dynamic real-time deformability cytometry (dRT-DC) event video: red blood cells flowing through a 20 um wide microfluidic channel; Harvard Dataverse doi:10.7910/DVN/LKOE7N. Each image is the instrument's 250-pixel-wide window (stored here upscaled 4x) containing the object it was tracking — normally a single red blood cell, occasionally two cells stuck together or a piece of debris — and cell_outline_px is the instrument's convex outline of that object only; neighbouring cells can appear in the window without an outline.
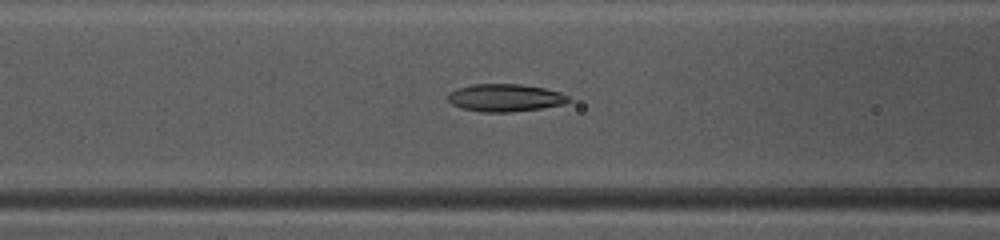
{"species": "common noctule bat (a hibernating species)", "species_latin": "Nyctalus noctula", "temperature_condition": "warm", "stored_images_in_passage": 48, "camera_frame_rate_fps": 3000, "um_per_image_px": 0.085, "animal": {"sex": "female", "body_mass_g": 10.0, "forearm_length_mm": 53.1}, "frame": {"image": 1, "passage_image": 20, "time_ms": 6.333, "image_size_px": [1000, 240], "cell_outline_px": [[572, 100], [564, 104], [540, 108], [512, 112], [480, 112], [460, 108], [452, 104], [448, 100], [448, 92], [472, 84], [520, 84], [544, 88], [560, 92], [568, 96]], "centroid_in_image_um": [42.93, 8.31], "position_along_channel_um": 123.7, "area_um2": 19.42}}
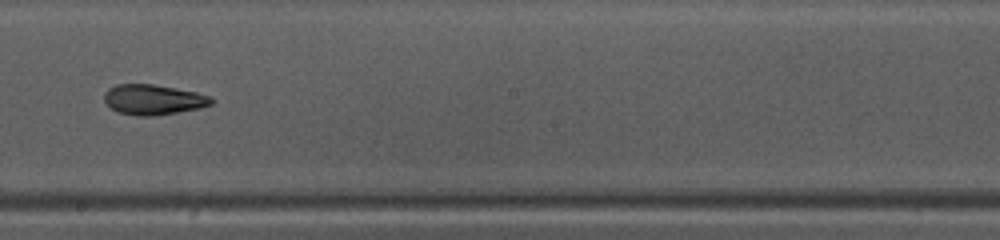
{"frame": {"image": 2, "passage_image": 28, "time_ms": 9.0, "image_size_px": [1000, 240], "cell_outline_px": [[212, 104], [200, 108], [152, 116], [136, 116], [116, 112], [104, 100], [104, 92], [108, 88], [116, 84], [152, 84], [196, 92], [212, 96]], "centroid_in_image_um": [13.01, 8.47], "position_along_channel_um": 235.2, "area_um2": 18.84}}
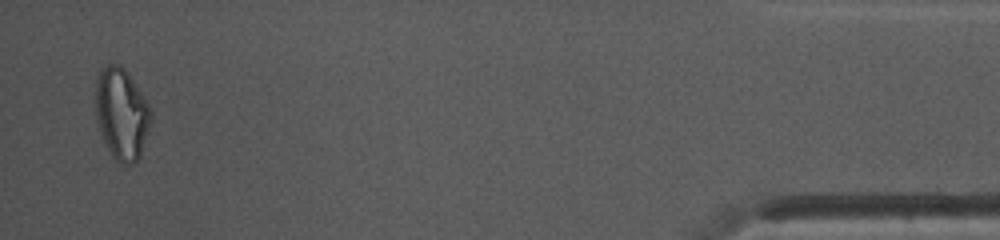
{"frame": {"image": 3, "passage_image": 47, "time_ms": 15.333, "image_size_px": [1000, 240], "cell_outline_px": [[152, 120], [140, 156], [132, 164], [120, 164], [112, 156], [100, 132], [96, 116], [96, 80], [100, 72], [108, 64], [116, 64], [124, 68], [128, 72], [148, 104], [152, 112]], "centroid_in_image_um": [10.35, 9.69], "position_along_channel_um": 424.9, "area_um2": 29.25}}